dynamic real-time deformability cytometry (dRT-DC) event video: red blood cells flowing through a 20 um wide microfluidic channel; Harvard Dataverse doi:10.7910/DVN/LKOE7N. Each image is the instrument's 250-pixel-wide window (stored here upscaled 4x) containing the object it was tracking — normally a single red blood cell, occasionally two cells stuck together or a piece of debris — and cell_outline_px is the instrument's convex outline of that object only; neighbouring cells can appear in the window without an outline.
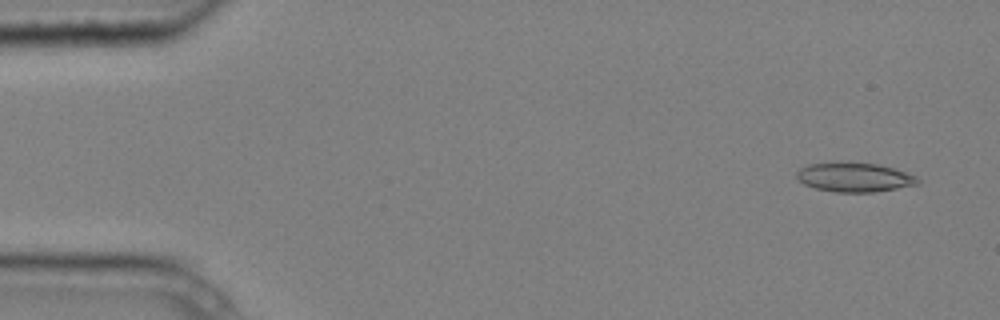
{"species": "common noctule bat (a hibernating species)", "species_latin": "Nyctalus noctula", "temperature_condition": "cold", "stored_images_in_passage": 4, "camera_frame_rate_fps": 3000, "um_per_image_px": 0.085, "animal": {"sex": "male", "body_mass_g": 20.4}, "frame": {"image": 1, "passage_image": 1, "time_ms": 0.0, "image_size_px": [1000, 320], "cell_outline_px": [[920, 184], [872, 192], [836, 192], [816, 188], [804, 184], [796, 180], [796, 172], [800, 168], [808, 164], [836, 160], [848, 160], [876, 164], [892, 168], [916, 176], [920, 180]], "centroid_in_image_um": [72.55, 15.03], "position_along_channel_um": 12.4, "area_um2": 21.15}}